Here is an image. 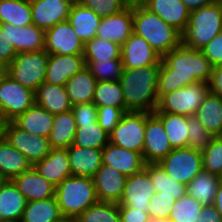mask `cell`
I'll use <instances>...</instances> for the list:
<instances>
[{
    "label": "cell",
    "instance_id": "obj_1",
    "mask_svg": "<svg viewBox=\"0 0 222 222\" xmlns=\"http://www.w3.org/2000/svg\"><path fill=\"white\" fill-rule=\"evenodd\" d=\"M213 66L201 50L183 43L161 57L157 95L171 93L197 82L210 83Z\"/></svg>",
    "mask_w": 222,
    "mask_h": 222
},
{
    "label": "cell",
    "instance_id": "obj_2",
    "mask_svg": "<svg viewBox=\"0 0 222 222\" xmlns=\"http://www.w3.org/2000/svg\"><path fill=\"white\" fill-rule=\"evenodd\" d=\"M160 65L139 69H123L119 80L127 112L154 113L158 105V79Z\"/></svg>",
    "mask_w": 222,
    "mask_h": 222
},
{
    "label": "cell",
    "instance_id": "obj_3",
    "mask_svg": "<svg viewBox=\"0 0 222 222\" xmlns=\"http://www.w3.org/2000/svg\"><path fill=\"white\" fill-rule=\"evenodd\" d=\"M133 33L144 38L160 57L182 43L180 31L139 3H133Z\"/></svg>",
    "mask_w": 222,
    "mask_h": 222
},
{
    "label": "cell",
    "instance_id": "obj_4",
    "mask_svg": "<svg viewBox=\"0 0 222 222\" xmlns=\"http://www.w3.org/2000/svg\"><path fill=\"white\" fill-rule=\"evenodd\" d=\"M55 197L62 216L71 220L99 201L93 178L84 176L65 178L55 187Z\"/></svg>",
    "mask_w": 222,
    "mask_h": 222
},
{
    "label": "cell",
    "instance_id": "obj_5",
    "mask_svg": "<svg viewBox=\"0 0 222 222\" xmlns=\"http://www.w3.org/2000/svg\"><path fill=\"white\" fill-rule=\"evenodd\" d=\"M222 31V5L210 4L190 13L182 43L197 50L203 49Z\"/></svg>",
    "mask_w": 222,
    "mask_h": 222
},
{
    "label": "cell",
    "instance_id": "obj_6",
    "mask_svg": "<svg viewBox=\"0 0 222 222\" xmlns=\"http://www.w3.org/2000/svg\"><path fill=\"white\" fill-rule=\"evenodd\" d=\"M48 57L45 50L18 53L7 66V75L35 92L45 82Z\"/></svg>",
    "mask_w": 222,
    "mask_h": 222
},
{
    "label": "cell",
    "instance_id": "obj_7",
    "mask_svg": "<svg viewBox=\"0 0 222 222\" xmlns=\"http://www.w3.org/2000/svg\"><path fill=\"white\" fill-rule=\"evenodd\" d=\"M209 91V83L197 82L187 85L163 95L154 112L194 116Z\"/></svg>",
    "mask_w": 222,
    "mask_h": 222
},
{
    "label": "cell",
    "instance_id": "obj_8",
    "mask_svg": "<svg viewBox=\"0 0 222 222\" xmlns=\"http://www.w3.org/2000/svg\"><path fill=\"white\" fill-rule=\"evenodd\" d=\"M35 104V92L6 75L0 81V118L12 122Z\"/></svg>",
    "mask_w": 222,
    "mask_h": 222
},
{
    "label": "cell",
    "instance_id": "obj_9",
    "mask_svg": "<svg viewBox=\"0 0 222 222\" xmlns=\"http://www.w3.org/2000/svg\"><path fill=\"white\" fill-rule=\"evenodd\" d=\"M158 164L174 180L187 185L203 171L202 152L189 147L173 149Z\"/></svg>",
    "mask_w": 222,
    "mask_h": 222
},
{
    "label": "cell",
    "instance_id": "obj_10",
    "mask_svg": "<svg viewBox=\"0 0 222 222\" xmlns=\"http://www.w3.org/2000/svg\"><path fill=\"white\" fill-rule=\"evenodd\" d=\"M146 112H126L109 134V142L143 155Z\"/></svg>",
    "mask_w": 222,
    "mask_h": 222
},
{
    "label": "cell",
    "instance_id": "obj_11",
    "mask_svg": "<svg viewBox=\"0 0 222 222\" xmlns=\"http://www.w3.org/2000/svg\"><path fill=\"white\" fill-rule=\"evenodd\" d=\"M4 138L20 151L33 166L43 160L51 150L48 138L29 134L13 122H6Z\"/></svg>",
    "mask_w": 222,
    "mask_h": 222
},
{
    "label": "cell",
    "instance_id": "obj_12",
    "mask_svg": "<svg viewBox=\"0 0 222 222\" xmlns=\"http://www.w3.org/2000/svg\"><path fill=\"white\" fill-rule=\"evenodd\" d=\"M172 150L161 119L155 113H146L143 149L145 163H159Z\"/></svg>",
    "mask_w": 222,
    "mask_h": 222
},
{
    "label": "cell",
    "instance_id": "obj_13",
    "mask_svg": "<svg viewBox=\"0 0 222 222\" xmlns=\"http://www.w3.org/2000/svg\"><path fill=\"white\" fill-rule=\"evenodd\" d=\"M154 193V184L149 172L144 168L141 172L127 177L118 205L148 213L149 202Z\"/></svg>",
    "mask_w": 222,
    "mask_h": 222
},
{
    "label": "cell",
    "instance_id": "obj_14",
    "mask_svg": "<svg viewBox=\"0 0 222 222\" xmlns=\"http://www.w3.org/2000/svg\"><path fill=\"white\" fill-rule=\"evenodd\" d=\"M84 45L68 21L45 30V51L48 54L83 55Z\"/></svg>",
    "mask_w": 222,
    "mask_h": 222
},
{
    "label": "cell",
    "instance_id": "obj_15",
    "mask_svg": "<svg viewBox=\"0 0 222 222\" xmlns=\"http://www.w3.org/2000/svg\"><path fill=\"white\" fill-rule=\"evenodd\" d=\"M121 59L124 69H139L161 64V57L149 43L134 33L122 44Z\"/></svg>",
    "mask_w": 222,
    "mask_h": 222
},
{
    "label": "cell",
    "instance_id": "obj_16",
    "mask_svg": "<svg viewBox=\"0 0 222 222\" xmlns=\"http://www.w3.org/2000/svg\"><path fill=\"white\" fill-rule=\"evenodd\" d=\"M133 34V3L121 12L104 17L100 21L95 37L112 41L120 46Z\"/></svg>",
    "mask_w": 222,
    "mask_h": 222
},
{
    "label": "cell",
    "instance_id": "obj_17",
    "mask_svg": "<svg viewBox=\"0 0 222 222\" xmlns=\"http://www.w3.org/2000/svg\"><path fill=\"white\" fill-rule=\"evenodd\" d=\"M32 23L44 31L68 20L72 5L66 0H30Z\"/></svg>",
    "mask_w": 222,
    "mask_h": 222
},
{
    "label": "cell",
    "instance_id": "obj_18",
    "mask_svg": "<svg viewBox=\"0 0 222 222\" xmlns=\"http://www.w3.org/2000/svg\"><path fill=\"white\" fill-rule=\"evenodd\" d=\"M102 164L113 167L126 177L141 172L145 168L143 155L111 144L102 149Z\"/></svg>",
    "mask_w": 222,
    "mask_h": 222
},
{
    "label": "cell",
    "instance_id": "obj_19",
    "mask_svg": "<svg viewBox=\"0 0 222 222\" xmlns=\"http://www.w3.org/2000/svg\"><path fill=\"white\" fill-rule=\"evenodd\" d=\"M86 67L83 55L49 54L45 82L65 86L67 80Z\"/></svg>",
    "mask_w": 222,
    "mask_h": 222
},
{
    "label": "cell",
    "instance_id": "obj_20",
    "mask_svg": "<svg viewBox=\"0 0 222 222\" xmlns=\"http://www.w3.org/2000/svg\"><path fill=\"white\" fill-rule=\"evenodd\" d=\"M127 177L118 170L102 164L93 176L99 201L119 203Z\"/></svg>",
    "mask_w": 222,
    "mask_h": 222
},
{
    "label": "cell",
    "instance_id": "obj_21",
    "mask_svg": "<svg viewBox=\"0 0 222 222\" xmlns=\"http://www.w3.org/2000/svg\"><path fill=\"white\" fill-rule=\"evenodd\" d=\"M27 202L44 200L55 196V186L32 167L12 179Z\"/></svg>",
    "mask_w": 222,
    "mask_h": 222
},
{
    "label": "cell",
    "instance_id": "obj_22",
    "mask_svg": "<svg viewBox=\"0 0 222 222\" xmlns=\"http://www.w3.org/2000/svg\"><path fill=\"white\" fill-rule=\"evenodd\" d=\"M142 5L181 33L186 30L190 12L181 0H145Z\"/></svg>",
    "mask_w": 222,
    "mask_h": 222
},
{
    "label": "cell",
    "instance_id": "obj_23",
    "mask_svg": "<svg viewBox=\"0 0 222 222\" xmlns=\"http://www.w3.org/2000/svg\"><path fill=\"white\" fill-rule=\"evenodd\" d=\"M33 167L55 187L72 175L67 149H51L50 153Z\"/></svg>",
    "mask_w": 222,
    "mask_h": 222
},
{
    "label": "cell",
    "instance_id": "obj_24",
    "mask_svg": "<svg viewBox=\"0 0 222 222\" xmlns=\"http://www.w3.org/2000/svg\"><path fill=\"white\" fill-rule=\"evenodd\" d=\"M27 200L12 180L0 183V222H19Z\"/></svg>",
    "mask_w": 222,
    "mask_h": 222
},
{
    "label": "cell",
    "instance_id": "obj_25",
    "mask_svg": "<svg viewBox=\"0 0 222 222\" xmlns=\"http://www.w3.org/2000/svg\"><path fill=\"white\" fill-rule=\"evenodd\" d=\"M67 150L72 176L93 178L102 165V149L71 145Z\"/></svg>",
    "mask_w": 222,
    "mask_h": 222
},
{
    "label": "cell",
    "instance_id": "obj_26",
    "mask_svg": "<svg viewBox=\"0 0 222 222\" xmlns=\"http://www.w3.org/2000/svg\"><path fill=\"white\" fill-rule=\"evenodd\" d=\"M54 121L51 114L43 107L34 104L12 122L21 130L41 137L48 138Z\"/></svg>",
    "mask_w": 222,
    "mask_h": 222
},
{
    "label": "cell",
    "instance_id": "obj_27",
    "mask_svg": "<svg viewBox=\"0 0 222 222\" xmlns=\"http://www.w3.org/2000/svg\"><path fill=\"white\" fill-rule=\"evenodd\" d=\"M8 37L17 53L45 50V31L34 24L25 27L8 24Z\"/></svg>",
    "mask_w": 222,
    "mask_h": 222
},
{
    "label": "cell",
    "instance_id": "obj_28",
    "mask_svg": "<svg viewBox=\"0 0 222 222\" xmlns=\"http://www.w3.org/2000/svg\"><path fill=\"white\" fill-rule=\"evenodd\" d=\"M35 104L54 115L67 112L73 106L65 86H57L47 82L42 83L35 91Z\"/></svg>",
    "mask_w": 222,
    "mask_h": 222
},
{
    "label": "cell",
    "instance_id": "obj_29",
    "mask_svg": "<svg viewBox=\"0 0 222 222\" xmlns=\"http://www.w3.org/2000/svg\"><path fill=\"white\" fill-rule=\"evenodd\" d=\"M101 19L91 9L78 4L72 5L67 21L72 26L75 34L85 44L95 37Z\"/></svg>",
    "mask_w": 222,
    "mask_h": 222
},
{
    "label": "cell",
    "instance_id": "obj_30",
    "mask_svg": "<svg viewBox=\"0 0 222 222\" xmlns=\"http://www.w3.org/2000/svg\"><path fill=\"white\" fill-rule=\"evenodd\" d=\"M32 167L29 160L5 138L0 141V174L4 180H12Z\"/></svg>",
    "mask_w": 222,
    "mask_h": 222
},
{
    "label": "cell",
    "instance_id": "obj_31",
    "mask_svg": "<svg viewBox=\"0 0 222 222\" xmlns=\"http://www.w3.org/2000/svg\"><path fill=\"white\" fill-rule=\"evenodd\" d=\"M77 126L71 110L54 115L52 130L48 136L51 149H68L73 145Z\"/></svg>",
    "mask_w": 222,
    "mask_h": 222
},
{
    "label": "cell",
    "instance_id": "obj_32",
    "mask_svg": "<svg viewBox=\"0 0 222 222\" xmlns=\"http://www.w3.org/2000/svg\"><path fill=\"white\" fill-rule=\"evenodd\" d=\"M97 82L87 67L70 77L65 84V89L71 104L93 102Z\"/></svg>",
    "mask_w": 222,
    "mask_h": 222
},
{
    "label": "cell",
    "instance_id": "obj_33",
    "mask_svg": "<svg viewBox=\"0 0 222 222\" xmlns=\"http://www.w3.org/2000/svg\"><path fill=\"white\" fill-rule=\"evenodd\" d=\"M195 116L215 137L222 136V97L209 91Z\"/></svg>",
    "mask_w": 222,
    "mask_h": 222
},
{
    "label": "cell",
    "instance_id": "obj_34",
    "mask_svg": "<svg viewBox=\"0 0 222 222\" xmlns=\"http://www.w3.org/2000/svg\"><path fill=\"white\" fill-rule=\"evenodd\" d=\"M221 183V176L202 171L186 185V193L203 206L213 205Z\"/></svg>",
    "mask_w": 222,
    "mask_h": 222
},
{
    "label": "cell",
    "instance_id": "obj_35",
    "mask_svg": "<svg viewBox=\"0 0 222 222\" xmlns=\"http://www.w3.org/2000/svg\"><path fill=\"white\" fill-rule=\"evenodd\" d=\"M63 218L57 199L53 196L27 202L20 222H58Z\"/></svg>",
    "mask_w": 222,
    "mask_h": 222
},
{
    "label": "cell",
    "instance_id": "obj_36",
    "mask_svg": "<svg viewBox=\"0 0 222 222\" xmlns=\"http://www.w3.org/2000/svg\"><path fill=\"white\" fill-rule=\"evenodd\" d=\"M0 24L18 27L33 24L30 0H0Z\"/></svg>",
    "mask_w": 222,
    "mask_h": 222
},
{
    "label": "cell",
    "instance_id": "obj_37",
    "mask_svg": "<svg viewBox=\"0 0 222 222\" xmlns=\"http://www.w3.org/2000/svg\"><path fill=\"white\" fill-rule=\"evenodd\" d=\"M162 121L167 138L173 149L188 147L187 116L154 112Z\"/></svg>",
    "mask_w": 222,
    "mask_h": 222
},
{
    "label": "cell",
    "instance_id": "obj_38",
    "mask_svg": "<svg viewBox=\"0 0 222 222\" xmlns=\"http://www.w3.org/2000/svg\"><path fill=\"white\" fill-rule=\"evenodd\" d=\"M145 169L149 172L155 192L172 196L175 200L186 194V185L170 177L158 163H148Z\"/></svg>",
    "mask_w": 222,
    "mask_h": 222
},
{
    "label": "cell",
    "instance_id": "obj_39",
    "mask_svg": "<svg viewBox=\"0 0 222 222\" xmlns=\"http://www.w3.org/2000/svg\"><path fill=\"white\" fill-rule=\"evenodd\" d=\"M76 126L73 145L103 149L109 143V134L103 130L98 121L92 124H76Z\"/></svg>",
    "mask_w": 222,
    "mask_h": 222
},
{
    "label": "cell",
    "instance_id": "obj_40",
    "mask_svg": "<svg viewBox=\"0 0 222 222\" xmlns=\"http://www.w3.org/2000/svg\"><path fill=\"white\" fill-rule=\"evenodd\" d=\"M85 61L121 59V46L115 42L94 37L84 45Z\"/></svg>",
    "mask_w": 222,
    "mask_h": 222
},
{
    "label": "cell",
    "instance_id": "obj_41",
    "mask_svg": "<svg viewBox=\"0 0 222 222\" xmlns=\"http://www.w3.org/2000/svg\"><path fill=\"white\" fill-rule=\"evenodd\" d=\"M93 103L96 106L125 108L121 83L119 81L97 82L93 95Z\"/></svg>",
    "mask_w": 222,
    "mask_h": 222
},
{
    "label": "cell",
    "instance_id": "obj_42",
    "mask_svg": "<svg viewBox=\"0 0 222 222\" xmlns=\"http://www.w3.org/2000/svg\"><path fill=\"white\" fill-rule=\"evenodd\" d=\"M74 222H121L119 205L98 201L74 219Z\"/></svg>",
    "mask_w": 222,
    "mask_h": 222
},
{
    "label": "cell",
    "instance_id": "obj_43",
    "mask_svg": "<svg viewBox=\"0 0 222 222\" xmlns=\"http://www.w3.org/2000/svg\"><path fill=\"white\" fill-rule=\"evenodd\" d=\"M203 205L189 194H184L173 204L168 221L195 222Z\"/></svg>",
    "mask_w": 222,
    "mask_h": 222
},
{
    "label": "cell",
    "instance_id": "obj_44",
    "mask_svg": "<svg viewBox=\"0 0 222 222\" xmlns=\"http://www.w3.org/2000/svg\"><path fill=\"white\" fill-rule=\"evenodd\" d=\"M86 67L98 81H119L123 73L122 59L105 61H85Z\"/></svg>",
    "mask_w": 222,
    "mask_h": 222
},
{
    "label": "cell",
    "instance_id": "obj_45",
    "mask_svg": "<svg viewBox=\"0 0 222 222\" xmlns=\"http://www.w3.org/2000/svg\"><path fill=\"white\" fill-rule=\"evenodd\" d=\"M188 125V147L194 150L203 151L215 138V136L207 131L196 116H187Z\"/></svg>",
    "mask_w": 222,
    "mask_h": 222
},
{
    "label": "cell",
    "instance_id": "obj_46",
    "mask_svg": "<svg viewBox=\"0 0 222 222\" xmlns=\"http://www.w3.org/2000/svg\"><path fill=\"white\" fill-rule=\"evenodd\" d=\"M203 171L222 176V136H216L202 151Z\"/></svg>",
    "mask_w": 222,
    "mask_h": 222
},
{
    "label": "cell",
    "instance_id": "obj_47",
    "mask_svg": "<svg viewBox=\"0 0 222 222\" xmlns=\"http://www.w3.org/2000/svg\"><path fill=\"white\" fill-rule=\"evenodd\" d=\"M86 8L91 9L101 18L109 17L124 10L129 4V0H83L81 3Z\"/></svg>",
    "mask_w": 222,
    "mask_h": 222
},
{
    "label": "cell",
    "instance_id": "obj_48",
    "mask_svg": "<svg viewBox=\"0 0 222 222\" xmlns=\"http://www.w3.org/2000/svg\"><path fill=\"white\" fill-rule=\"evenodd\" d=\"M126 112L125 108L97 106V121L103 130L110 134Z\"/></svg>",
    "mask_w": 222,
    "mask_h": 222
},
{
    "label": "cell",
    "instance_id": "obj_49",
    "mask_svg": "<svg viewBox=\"0 0 222 222\" xmlns=\"http://www.w3.org/2000/svg\"><path fill=\"white\" fill-rule=\"evenodd\" d=\"M175 199L172 196L161 195L155 192L150 199L148 214L150 218H160L168 220Z\"/></svg>",
    "mask_w": 222,
    "mask_h": 222
},
{
    "label": "cell",
    "instance_id": "obj_50",
    "mask_svg": "<svg viewBox=\"0 0 222 222\" xmlns=\"http://www.w3.org/2000/svg\"><path fill=\"white\" fill-rule=\"evenodd\" d=\"M71 111L76 124H92L97 122V106L93 103H81L72 106Z\"/></svg>",
    "mask_w": 222,
    "mask_h": 222
},
{
    "label": "cell",
    "instance_id": "obj_51",
    "mask_svg": "<svg viewBox=\"0 0 222 222\" xmlns=\"http://www.w3.org/2000/svg\"><path fill=\"white\" fill-rule=\"evenodd\" d=\"M17 54L8 37V24H0V62L8 66Z\"/></svg>",
    "mask_w": 222,
    "mask_h": 222
},
{
    "label": "cell",
    "instance_id": "obj_52",
    "mask_svg": "<svg viewBox=\"0 0 222 222\" xmlns=\"http://www.w3.org/2000/svg\"><path fill=\"white\" fill-rule=\"evenodd\" d=\"M204 56L214 67L222 65V31L216 35L203 49Z\"/></svg>",
    "mask_w": 222,
    "mask_h": 222
},
{
    "label": "cell",
    "instance_id": "obj_53",
    "mask_svg": "<svg viewBox=\"0 0 222 222\" xmlns=\"http://www.w3.org/2000/svg\"><path fill=\"white\" fill-rule=\"evenodd\" d=\"M121 222H148L150 216L148 213L135 208H129L124 205H119Z\"/></svg>",
    "mask_w": 222,
    "mask_h": 222
},
{
    "label": "cell",
    "instance_id": "obj_54",
    "mask_svg": "<svg viewBox=\"0 0 222 222\" xmlns=\"http://www.w3.org/2000/svg\"><path fill=\"white\" fill-rule=\"evenodd\" d=\"M195 222H222V217L214 205L203 206Z\"/></svg>",
    "mask_w": 222,
    "mask_h": 222
},
{
    "label": "cell",
    "instance_id": "obj_55",
    "mask_svg": "<svg viewBox=\"0 0 222 222\" xmlns=\"http://www.w3.org/2000/svg\"><path fill=\"white\" fill-rule=\"evenodd\" d=\"M210 91L222 97V65L213 68Z\"/></svg>",
    "mask_w": 222,
    "mask_h": 222
},
{
    "label": "cell",
    "instance_id": "obj_56",
    "mask_svg": "<svg viewBox=\"0 0 222 222\" xmlns=\"http://www.w3.org/2000/svg\"><path fill=\"white\" fill-rule=\"evenodd\" d=\"M181 2L186 6L190 13L210 5L209 0H181Z\"/></svg>",
    "mask_w": 222,
    "mask_h": 222
},
{
    "label": "cell",
    "instance_id": "obj_57",
    "mask_svg": "<svg viewBox=\"0 0 222 222\" xmlns=\"http://www.w3.org/2000/svg\"><path fill=\"white\" fill-rule=\"evenodd\" d=\"M213 205L216 207L218 213L222 217V183L217 188L216 197Z\"/></svg>",
    "mask_w": 222,
    "mask_h": 222
},
{
    "label": "cell",
    "instance_id": "obj_58",
    "mask_svg": "<svg viewBox=\"0 0 222 222\" xmlns=\"http://www.w3.org/2000/svg\"><path fill=\"white\" fill-rule=\"evenodd\" d=\"M7 75V66L0 62V81Z\"/></svg>",
    "mask_w": 222,
    "mask_h": 222
},
{
    "label": "cell",
    "instance_id": "obj_59",
    "mask_svg": "<svg viewBox=\"0 0 222 222\" xmlns=\"http://www.w3.org/2000/svg\"><path fill=\"white\" fill-rule=\"evenodd\" d=\"M6 122L0 118V141L4 138V127Z\"/></svg>",
    "mask_w": 222,
    "mask_h": 222
},
{
    "label": "cell",
    "instance_id": "obj_60",
    "mask_svg": "<svg viewBox=\"0 0 222 222\" xmlns=\"http://www.w3.org/2000/svg\"><path fill=\"white\" fill-rule=\"evenodd\" d=\"M68 1L71 5H78L81 4L83 0H66Z\"/></svg>",
    "mask_w": 222,
    "mask_h": 222
},
{
    "label": "cell",
    "instance_id": "obj_61",
    "mask_svg": "<svg viewBox=\"0 0 222 222\" xmlns=\"http://www.w3.org/2000/svg\"><path fill=\"white\" fill-rule=\"evenodd\" d=\"M164 219H160V218H150L148 220V222H164Z\"/></svg>",
    "mask_w": 222,
    "mask_h": 222
},
{
    "label": "cell",
    "instance_id": "obj_62",
    "mask_svg": "<svg viewBox=\"0 0 222 222\" xmlns=\"http://www.w3.org/2000/svg\"><path fill=\"white\" fill-rule=\"evenodd\" d=\"M210 4H220L222 5V0H209Z\"/></svg>",
    "mask_w": 222,
    "mask_h": 222
},
{
    "label": "cell",
    "instance_id": "obj_63",
    "mask_svg": "<svg viewBox=\"0 0 222 222\" xmlns=\"http://www.w3.org/2000/svg\"><path fill=\"white\" fill-rule=\"evenodd\" d=\"M58 222H74V220L63 218L62 220H60Z\"/></svg>",
    "mask_w": 222,
    "mask_h": 222
},
{
    "label": "cell",
    "instance_id": "obj_64",
    "mask_svg": "<svg viewBox=\"0 0 222 222\" xmlns=\"http://www.w3.org/2000/svg\"><path fill=\"white\" fill-rule=\"evenodd\" d=\"M145 0H132V3H139L142 4Z\"/></svg>",
    "mask_w": 222,
    "mask_h": 222
},
{
    "label": "cell",
    "instance_id": "obj_65",
    "mask_svg": "<svg viewBox=\"0 0 222 222\" xmlns=\"http://www.w3.org/2000/svg\"><path fill=\"white\" fill-rule=\"evenodd\" d=\"M2 181H4V179H3L2 175L0 174V183H1Z\"/></svg>",
    "mask_w": 222,
    "mask_h": 222
}]
</instances>
